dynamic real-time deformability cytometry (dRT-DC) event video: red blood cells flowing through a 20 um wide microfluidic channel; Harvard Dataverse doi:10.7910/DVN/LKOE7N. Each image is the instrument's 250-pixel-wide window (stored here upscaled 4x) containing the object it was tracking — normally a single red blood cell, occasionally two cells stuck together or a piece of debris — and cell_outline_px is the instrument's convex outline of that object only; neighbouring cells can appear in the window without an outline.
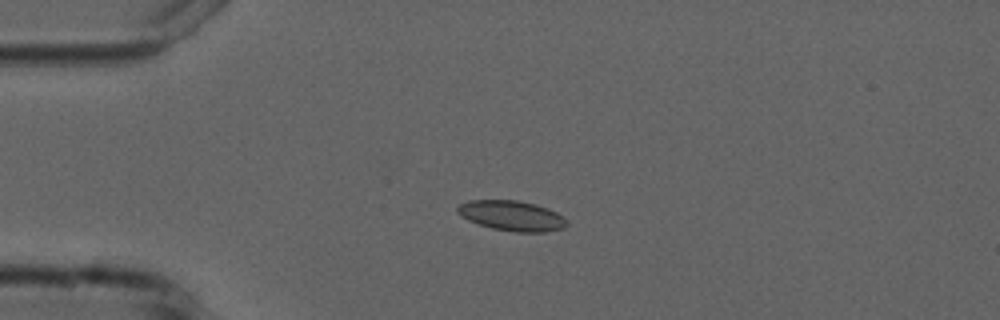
{"species": "common noctule bat (a hibernating species)", "species_latin": "Nyctalus noctula", "temperature_condition": "cold", "stored_images_in_passage": 3, "camera_frame_rate_fps": 3000, "um_per_image_px": 0.085, "animal": {"sex": "male", "forearm_length_mm": 52.5}, "frame": {"image": 1, "passage_image": 3, "time_ms": 2.667, "image_size_px": [1000, 320], "cell_outline_px": [[568, 224], [564, 228], [544, 232], [516, 232], [492, 228], [468, 220], [460, 216], [456, 212], [456, 208], [460, 204], [468, 200], [516, 200], [536, 204], [548, 208], [556, 212], [568, 220]], "centroid_in_image_um": [43.51, 18.33], "position_along_channel_um": 41.5, "area_um2": 19.31}}